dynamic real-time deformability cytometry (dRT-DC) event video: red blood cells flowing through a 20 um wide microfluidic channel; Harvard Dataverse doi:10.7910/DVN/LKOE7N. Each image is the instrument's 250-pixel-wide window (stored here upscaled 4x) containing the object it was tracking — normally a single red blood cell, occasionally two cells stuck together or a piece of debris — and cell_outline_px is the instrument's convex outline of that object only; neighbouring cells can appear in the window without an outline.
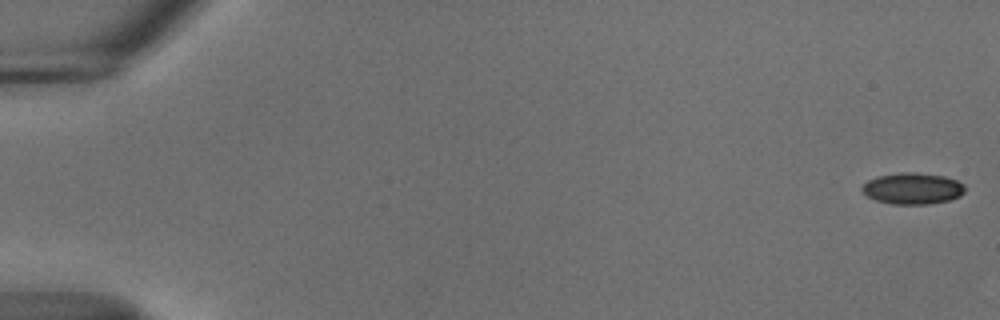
{"species": "common noctule bat (a hibernating species)", "species_latin": "Nyctalus noctula", "temperature_condition": "cold", "stored_images_in_passage": 55, "camera_frame_rate_fps": 3000, "um_per_image_px": 0.085, "animal": {"sex": "male", "body_mass_g": 18.8}, "frame": {"image": 1, "passage_image": 1, "time_ms": 0.0, "image_size_px": [1000, 320], "cell_outline_px": [[964, 192], [960, 196], [948, 200], [928, 204], [892, 204], [876, 200], [868, 196], [860, 188], [868, 180], [876, 176], [900, 172], [916, 172], [944, 176], [956, 180], [964, 184]], "centroid_in_image_um": [77.56, 16.01], "position_along_channel_um": 7.4, "area_um2": 18.79}}
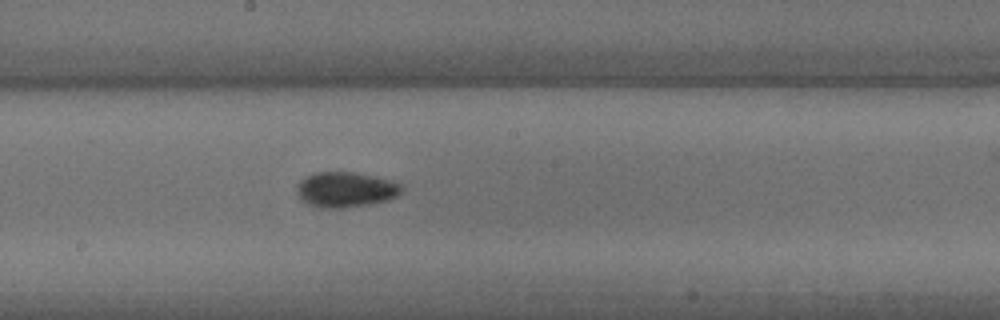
{"frame": {"image": 2, "passage_image": 31, "time_ms": 10.0, "image_size_px": [1000, 320], "cell_outline_px": [[404, 188], [396, 196], [388, 200], [368, 204], [344, 208], [320, 208], [308, 204], [296, 192], [296, 188], [300, 180], [304, 176], [316, 172], [352, 172], [392, 180], [404, 184]], "centroid_in_image_um": [29.39, 16.11], "position_along_channel_um": 218.8, "area_um2": 21.62}}
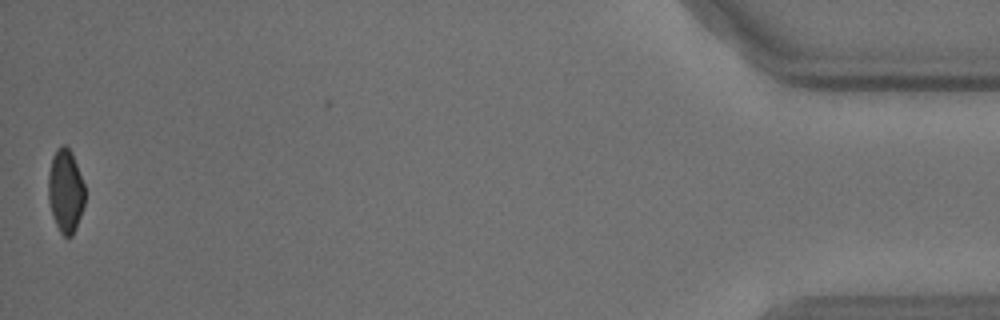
{"frame": {"image": 3, "passage_image": 55, "time_ms": 18.0, "image_size_px": [1000, 320], "cell_outline_px": [[84, 204], [76, 228], [72, 236], [64, 236], [60, 232], [52, 216], [48, 200], [48, 176], [52, 156], [56, 148], [60, 144], [64, 144], [72, 152], [84, 184]], "centroid_in_image_um": [5.55, 16.2], "position_along_channel_um": 429.6, "area_um2": 17.86}, "authors_computed_cell_mechanics": {"area_um2": 19.652, "velocity_mm_per_s": 3.7065, "shape_relaxation_time_tau1_ms": 6.1602, "shape_relaxation_time_tau2_ms": 9.1835, "deformation_change_tau1": 0.1144, "deformation_change_tau2": 0.0946}}